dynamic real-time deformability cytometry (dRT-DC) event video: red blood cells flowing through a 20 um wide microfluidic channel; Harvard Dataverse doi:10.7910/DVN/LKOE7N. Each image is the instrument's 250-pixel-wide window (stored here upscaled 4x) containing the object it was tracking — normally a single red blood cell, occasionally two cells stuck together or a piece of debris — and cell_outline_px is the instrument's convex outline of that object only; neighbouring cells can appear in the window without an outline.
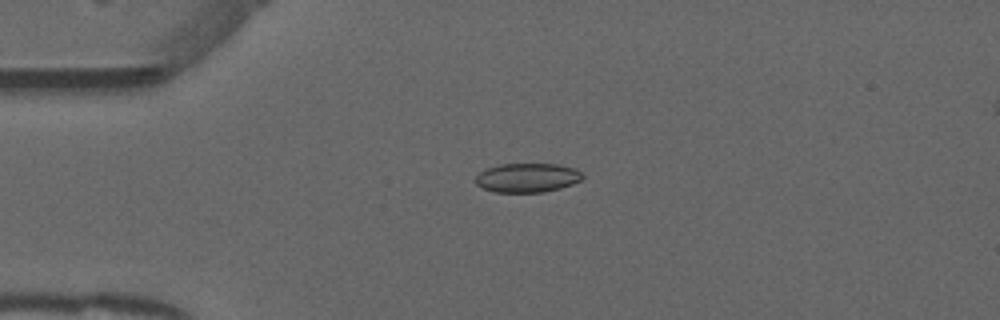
{"species": "common noctule bat (a hibernating species)", "species_latin": "Nyctalus noctula", "temperature_condition": "warm", "stored_images_in_passage": 41, "camera_frame_rate_fps": 3000, "um_per_image_px": 0.085, "animal": {"sex": "male", "forearm_length_mm": 52.5}, "frame": {"image": 1, "passage_image": 1, "time_ms": 0.0, "image_size_px": [1000, 320], "cell_outline_px": [[584, 176], [580, 180], [572, 184], [560, 188], [544, 192], [496, 192], [480, 188], [476, 184], [476, 176], [480, 172], [488, 168], [500, 164], [556, 164], [576, 168]], "centroid_in_image_um": [44.81, 15.11], "position_along_channel_um": 40.2, "area_um2": 18.15}}
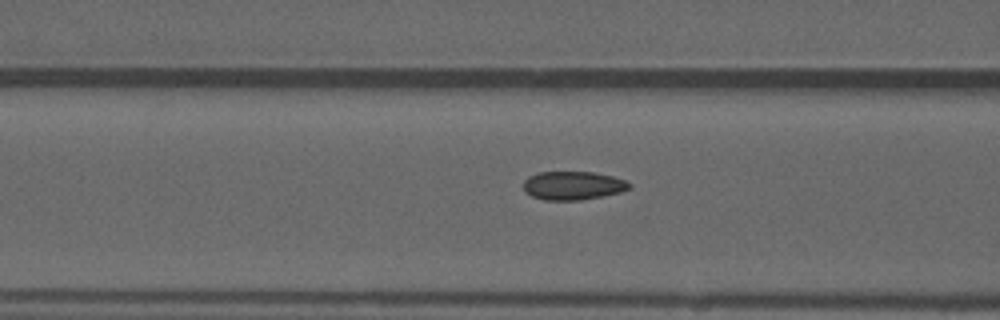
{"frame": {"image": 2, "passage_image": 9, "time_ms": 2.667, "image_size_px": [1000, 320], "cell_outline_px": [[632, 188], [620, 192], [580, 200], [544, 200], [532, 196], [524, 192], [524, 180], [528, 176], [536, 172], [592, 172], [612, 176], [624, 180], [632, 184]], "centroid_in_image_um": [48.68, 15.77], "position_along_channel_um": 117.9, "area_um2": 17.63}}
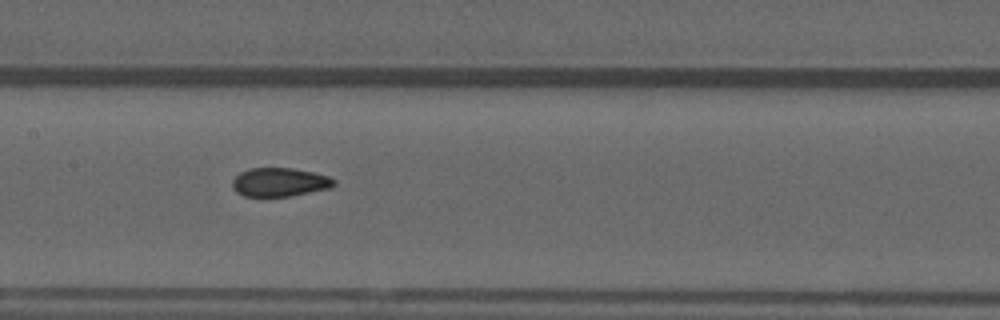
{"frame": {"image": 3, "passage_image": 14, "time_ms": 4.333, "image_size_px": [1000, 320], "cell_outline_px": [[336, 184], [328, 188], [292, 196], [244, 196], [236, 192], [232, 188], [232, 180], [240, 172], [248, 168], [292, 168], [312, 172], [328, 176], [336, 180]], "centroid_in_image_um": [23.74, 15.48], "position_along_channel_um": 183.7, "area_um2": 16.99}, "authors_computed_cell_mechanics": {"area_um2": 17.5712, "velocity_mm_per_s": 3.9386, "shape_relaxation_time_tau1_ms": null, "shape_relaxation_time_tau2_ms": 1.1769, "deformation_change_tau1": null, "deformation_change_tau2": 0.0489}}